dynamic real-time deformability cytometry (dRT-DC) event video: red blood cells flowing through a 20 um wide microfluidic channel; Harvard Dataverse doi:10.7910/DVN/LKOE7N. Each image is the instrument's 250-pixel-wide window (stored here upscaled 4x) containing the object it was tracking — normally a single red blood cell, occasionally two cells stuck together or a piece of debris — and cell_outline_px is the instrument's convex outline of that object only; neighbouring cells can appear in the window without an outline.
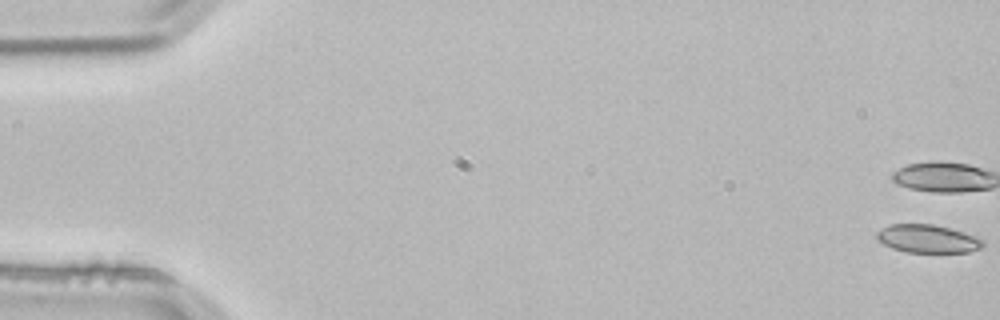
{"species": "common noctule bat (a hibernating species)", "species_latin": "Nyctalus noctula", "temperature_condition": "room temperature", "stored_images_in_passage": 18, "camera_frame_rate_fps": 3000, "um_per_image_px": 0.085, "animal": {"sex": "male", "body_mass_g": 21.5, "forearm_length_mm": 52.0}, "frame": {"image": 1, "passage_image": 1, "time_ms": 0.0, "image_size_px": [1000, 320], "cell_outline_px": [[984, 244], [980, 248], [968, 252], [904, 252], [892, 248], [884, 244], [876, 236], [876, 232], [880, 228], [888, 224], [932, 224], [964, 232], [976, 236], [984, 240]], "centroid_in_image_um": [78.83, 20.29], "position_along_channel_um": 6.2, "area_um2": 17.4}}